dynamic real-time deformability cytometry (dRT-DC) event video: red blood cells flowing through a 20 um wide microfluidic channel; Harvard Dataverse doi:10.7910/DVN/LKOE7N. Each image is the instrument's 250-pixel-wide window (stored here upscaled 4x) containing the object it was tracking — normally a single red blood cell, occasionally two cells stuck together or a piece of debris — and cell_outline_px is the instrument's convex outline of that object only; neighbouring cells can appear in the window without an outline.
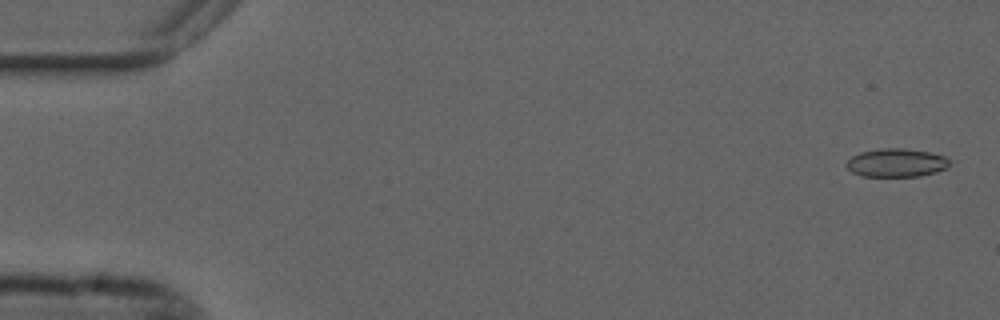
{"species": "common noctule bat (a hibernating species)", "species_latin": "Nyctalus noctula", "temperature_condition": "cold", "stored_images_in_passage": 23, "camera_frame_rate_fps": 3000, "um_per_image_px": 0.085, "animal": {"sex": "male", "forearm_length_mm": 52.5}, "frame": {"image": 1, "passage_image": 2, "time_ms": 0.333, "image_size_px": [1000, 320], "cell_outline_px": [[956, 160], [948, 168], [936, 172], [920, 176], [860, 176], [852, 172], [844, 164], [852, 156], [860, 152], [880, 148], [904, 148], [928, 152], [944, 156]], "centroid_in_image_um": [76.25, 13.83], "position_along_channel_um": 8.7, "area_um2": 17.4}}
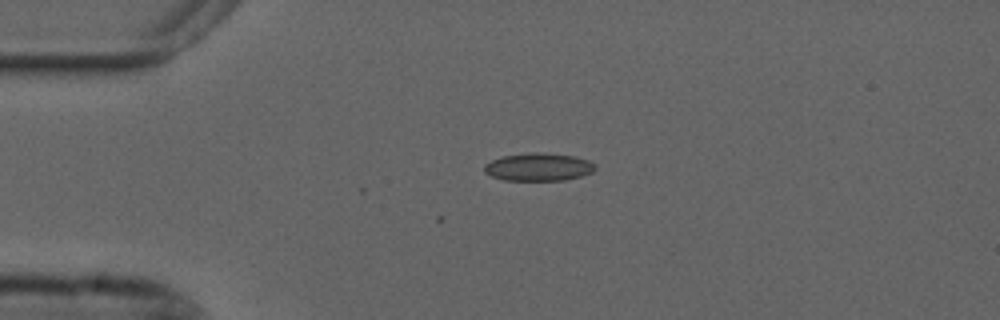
{"frame": {"image": 2, "passage_image": 13, "time_ms": 4.0, "image_size_px": [1000, 320], "cell_outline_px": [[596, 168], [592, 172], [580, 176], [564, 180], [504, 180], [492, 176], [484, 172], [484, 164], [492, 160], [504, 156], [532, 152], [536, 152], [576, 156], [588, 160], [596, 164]], "centroid_in_image_um": [45.78, 14.19], "position_along_channel_um": 39.2, "area_um2": 17.92}}
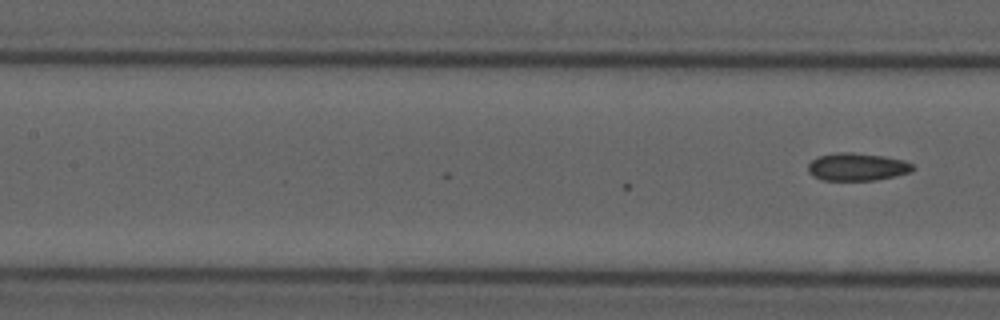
{"frame": {"image": 3, "passage_image": 23, "time_ms": 7.333, "image_size_px": [1000, 320], "cell_outline_px": [[916, 168], [912, 172], [896, 176], [876, 180], [824, 180], [812, 176], [808, 172], [808, 164], [812, 160], [820, 156], [836, 152], [852, 152], [884, 156], [904, 160], [912, 164]], "centroid_in_image_um": [72.88, 14.18], "position_along_channel_um": 134.5, "area_um2": 17.05}}